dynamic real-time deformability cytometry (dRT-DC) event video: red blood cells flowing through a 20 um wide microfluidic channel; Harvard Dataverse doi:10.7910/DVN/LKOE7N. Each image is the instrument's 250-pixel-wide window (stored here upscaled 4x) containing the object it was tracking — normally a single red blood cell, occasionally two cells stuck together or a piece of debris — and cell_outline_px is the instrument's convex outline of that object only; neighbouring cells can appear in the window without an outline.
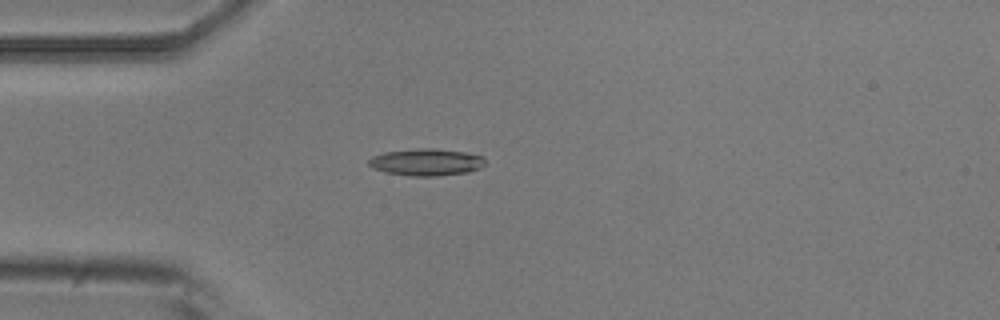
{"species": "common noctule bat (a hibernating species)", "species_latin": "Nyctalus noctula", "temperature_condition": "room temperature", "stored_images_in_passage": 2, "camera_frame_rate_fps": 3000, "um_per_image_px": 0.085, "animal": {"sex": "male", "body_mass_g": 20.5, "forearm_length_mm": 52.5}, "frame": {"image": 1, "passage_image": 1, "time_ms": 0.0, "image_size_px": [1000, 320], "cell_outline_px": [[484, 164], [480, 168], [468, 172], [440, 176], [412, 176], [384, 172], [372, 168], [368, 164], [368, 160], [372, 156], [384, 152], [420, 148], [432, 148], [464, 152], [484, 156]], "centroid_in_image_um": [36.22, 13.79], "position_along_channel_um": 48.8, "area_um2": 18.38}}